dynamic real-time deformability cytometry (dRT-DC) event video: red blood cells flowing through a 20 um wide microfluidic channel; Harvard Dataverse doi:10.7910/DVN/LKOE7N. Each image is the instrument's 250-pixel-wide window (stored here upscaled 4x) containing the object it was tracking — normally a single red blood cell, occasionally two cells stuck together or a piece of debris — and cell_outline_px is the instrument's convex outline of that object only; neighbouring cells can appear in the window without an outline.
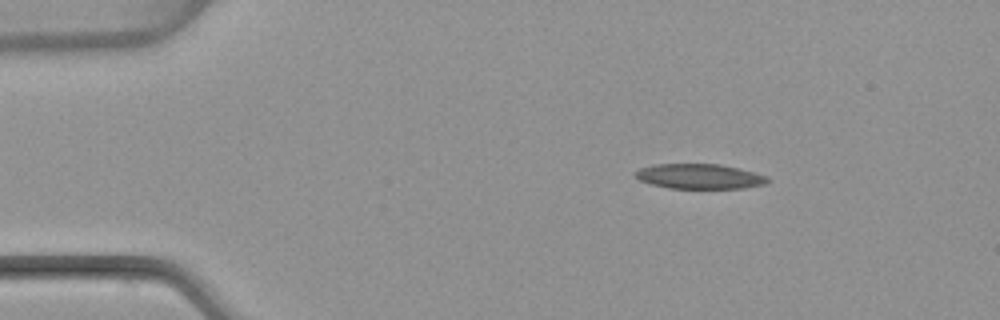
{"species": "common noctule bat (a hibernating species)", "species_latin": "Nyctalus noctula", "temperature_condition": "warm", "stored_images_in_passage": 45, "camera_frame_rate_fps": 3000, "um_per_image_px": 0.085, "animal": {"sex": "female", "body_mass_g": 22.7, "forearm_length_mm": 54.2}, "frame": {"image": 1, "passage_image": 1, "time_ms": 0.0, "image_size_px": [1000, 320], "cell_outline_px": [[772, 180], [764, 184], [744, 188], [668, 188], [652, 184], [640, 180], [632, 172], [640, 168], [656, 164], [720, 164], [768, 176]], "centroid_in_image_um": [59.45, 14.99], "position_along_channel_um": 25.5, "area_um2": 19.13}}
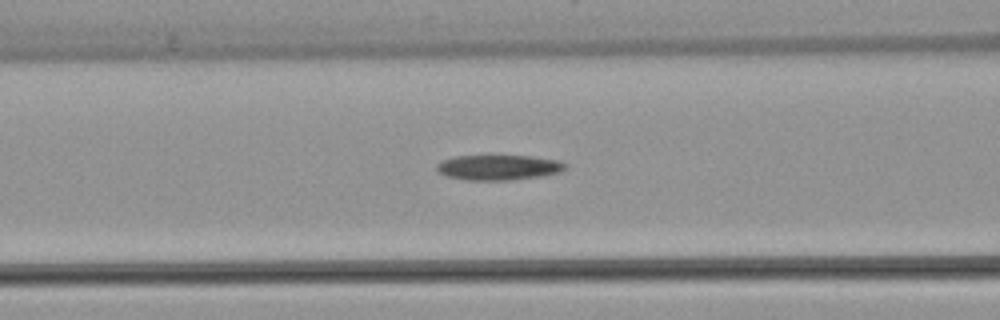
{"frame": {"image": 2, "passage_image": 14, "time_ms": 4.333, "image_size_px": [1000, 320], "cell_outline_px": [[568, 168], [560, 172], [540, 176], [512, 180], [468, 180], [448, 176], [440, 172], [436, 168], [436, 164], [444, 160], [456, 156], [532, 156], [560, 160], [568, 164]], "centroid_in_image_um": [42.45, 14.23], "position_along_channel_um": 124.1, "area_um2": 18.84}}
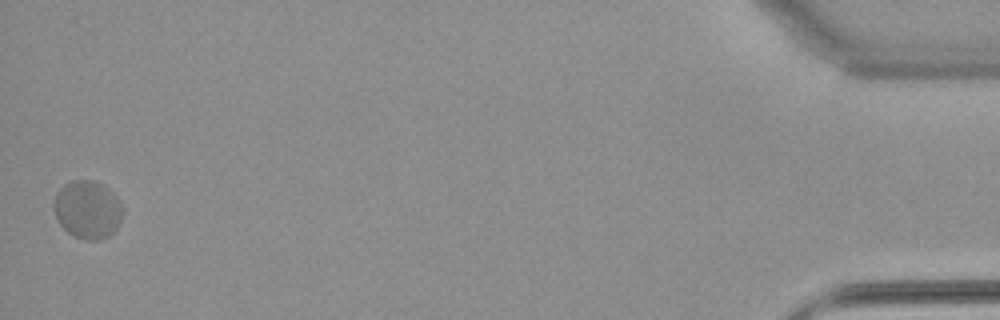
{"frame": {"image": 3, "passage_image": 45, "time_ms": 14.667, "image_size_px": [1000, 320], "cell_outline_px": [[124, 212], [116, 228], [108, 236], [100, 240], [84, 240], [68, 232], [60, 224], [52, 208], [56, 192], [64, 184], [72, 180], [92, 180], [108, 188], [116, 196]], "centroid_in_image_um": [7.42, 17.81], "position_along_channel_um": 427.8, "area_um2": 23.24}, "authors_computed_cell_mechanics": {"area_um2": 19.9988, "velocity_mm_per_s": 3.8551, "shape_relaxation_time_tau1_ms": null, "shape_relaxation_time_tau2_ms": 2.8688, "deformation_change_tau1": null, "deformation_change_tau2": 0.0697}}